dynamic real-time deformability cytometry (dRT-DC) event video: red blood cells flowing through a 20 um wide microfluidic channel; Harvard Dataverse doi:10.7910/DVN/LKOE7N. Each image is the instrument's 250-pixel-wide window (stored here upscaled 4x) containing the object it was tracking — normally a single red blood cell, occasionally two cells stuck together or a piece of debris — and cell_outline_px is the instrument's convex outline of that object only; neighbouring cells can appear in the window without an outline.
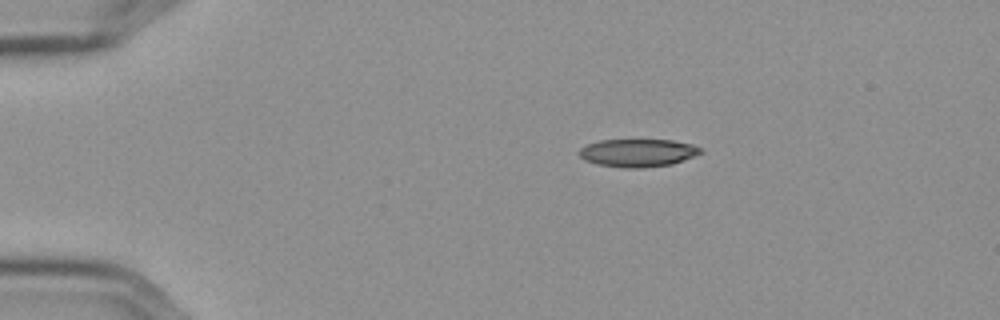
{"species": "Egyptian fruit bat (a non-hibernating species)", "species_latin": "Rousettus aegyptiacus", "temperature_condition": "cold", "stored_images_in_passage": 47, "camera_frame_rate_fps": 3000, "um_per_image_px": 0.085, "frame": {"image": 1, "passage_image": 1, "time_ms": 0.0, "image_size_px": [1000, 320], "cell_outline_px": [[704, 152], [672, 164], [640, 168], [624, 168], [596, 164], [584, 160], [576, 152], [580, 148], [588, 144], [600, 140], [672, 140], [692, 144], [700, 148]], "centroid_in_image_um": [54.18, 12.99], "position_along_channel_um": 30.8, "area_um2": 19.77}}
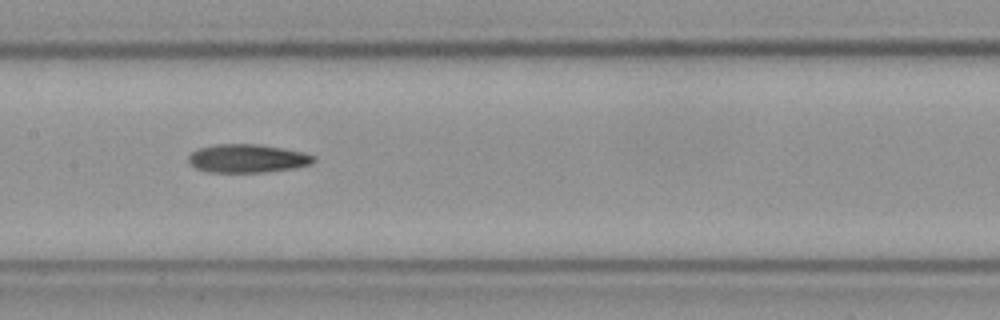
{"frame": {"image": 2, "passage_image": 19, "time_ms": 6.0, "image_size_px": [1000, 320], "cell_outline_px": [[316, 160], [312, 164], [292, 168], [264, 172], [208, 172], [196, 168], [188, 160], [188, 156], [196, 148], [216, 144], [260, 144], [284, 148], [304, 152], [316, 156]], "centroid_in_image_um": [21.05, 13.45], "position_along_channel_um": 186.4, "area_um2": 20.87}}
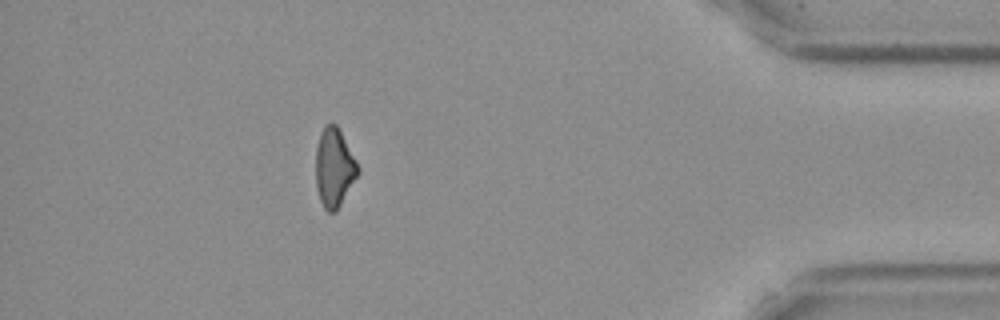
{"frame": {"image": 3, "passage_image": 41, "time_ms": 13.333, "image_size_px": [1000, 320], "cell_outline_px": [[360, 172], [336, 212], [328, 212], [324, 208], [320, 200], [316, 184], [316, 148], [320, 132], [328, 124], [336, 124], [356, 160], [360, 168]], "centroid_in_image_um": [28.41, 14.28], "position_along_channel_um": 406.8, "area_um2": 19.19}}